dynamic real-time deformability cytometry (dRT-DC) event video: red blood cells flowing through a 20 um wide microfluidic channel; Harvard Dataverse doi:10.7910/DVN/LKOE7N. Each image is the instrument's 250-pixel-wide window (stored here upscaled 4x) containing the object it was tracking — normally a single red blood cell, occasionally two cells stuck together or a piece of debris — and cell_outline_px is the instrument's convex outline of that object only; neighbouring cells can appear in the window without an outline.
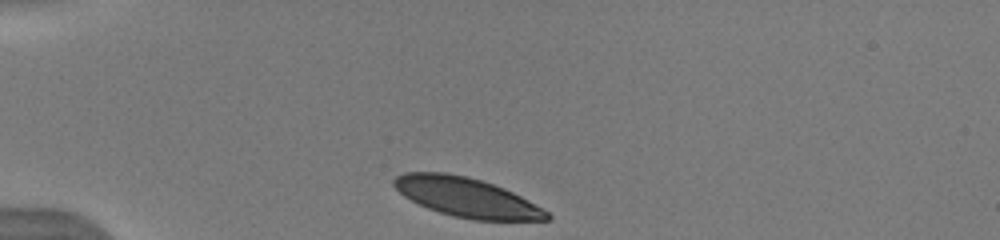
{"species": "human", "species_latin": "Homo sapiens", "temperature_condition": "warm", "stored_images_in_passage": 39, "camera_frame_rate_fps": 3000, "um_per_image_px": 0.085, "donor": {"sex": "male"}, "frame": {"image": 1, "passage_image": 1, "time_ms": 0.0, "image_size_px": [1000, 240], "cell_outline_px": [[552, 216], [548, 220], [472, 220], [452, 216], [428, 208], [404, 196], [392, 184], [392, 180], [396, 176], [404, 172], [444, 172], [468, 176], [504, 188], [544, 208]], "centroid_in_image_um": [39.67, 16.77], "position_along_channel_um": 45.3, "area_um2": 34.97}}
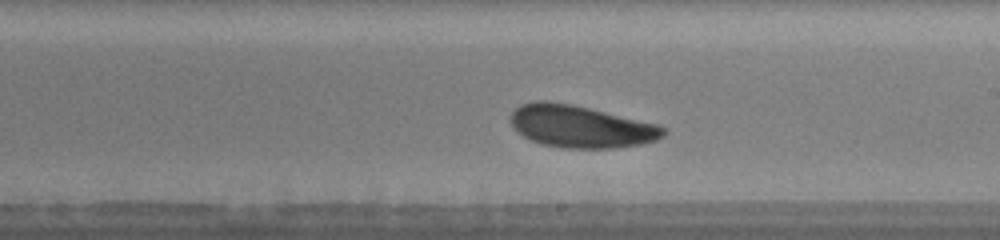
{"frame": {"image": 2, "passage_image": 19, "time_ms": 6.0, "image_size_px": [1000, 240], "cell_outline_px": [[668, 132], [664, 136], [656, 140], [640, 144], [612, 148], [560, 148], [540, 144], [516, 132], [512, 128], [512, 112], [520, 104], [536, 100], [548, 100], [572, 104], [656, 124], [664, 128]], "centroid_in_image_um": [49.32, 10.75], "position_along_channel_um": 239.7, "area_um2": 37.57}}
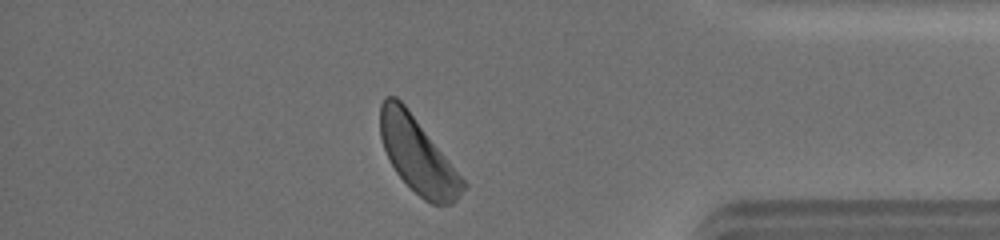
{"frame": {"image": 3, "passage_image": 33, "time_ms": 10.667, "image_size_px": [1000, 240], "cell_outline_px": [[468, 188], [452, 204], [432, 204], [424, 200], [396, 172], [384, 148], [380, 136], [380, 104], [384, 96], [396, 96], [404, 104], [468, 184]], "centroid_in_image_um": [35.52, 13.2], "position_along_channel_um": 399.7, "area_um2": 35.84}, "authors_computed_cell_mechanics": {"area_um2": 36.992, "velocity_mm_per_s": 3.8784, "shape_relaxation_time_tau1_ms": 3.059, "shape_relaxation_time_tau2_ms": 7.8261, "deformation_change_tau1": 0.1133, "deformation_change_tau2": 0.1661}}